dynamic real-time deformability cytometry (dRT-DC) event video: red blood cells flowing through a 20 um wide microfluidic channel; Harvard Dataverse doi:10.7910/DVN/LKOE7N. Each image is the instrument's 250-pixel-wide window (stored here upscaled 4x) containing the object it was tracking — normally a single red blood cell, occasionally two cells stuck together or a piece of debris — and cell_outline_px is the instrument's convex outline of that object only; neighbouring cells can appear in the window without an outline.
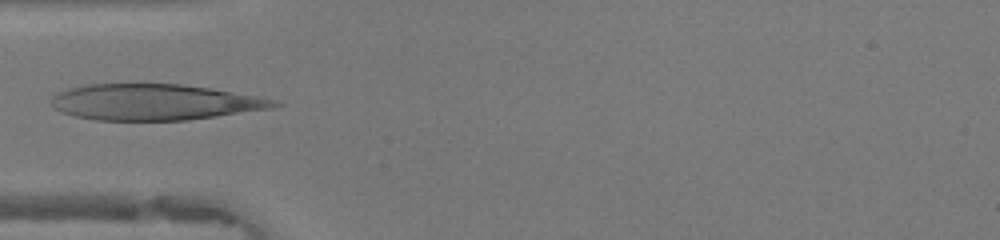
{"species": "human", "species_latin": "Homo sapiens", "temperature_condition": "warm", "stored_images_in_passage": 40, "camera_frame_rate_fps": 3000, "um_per_image_px": 0.085, "donor": {"sex": "female"}, "frame": {"image": 1, "passage_image": 7, "time_ms": 2.0, "image_size_px": [1000, 240], "cell_outline_px": [[284, 104], [272, 108], [188, 120], [100, 120], [76, 116], [64, 112], [56, 108], [52, 104], [52, 96], [60, 92], [72, 88], [92, 84], [180, 84], [208, 88], [272, 100]], "centroid_in_image_um": [13.12, 8.69], "position_along_channel_um": 71.9, "area_um2": 45.66}}
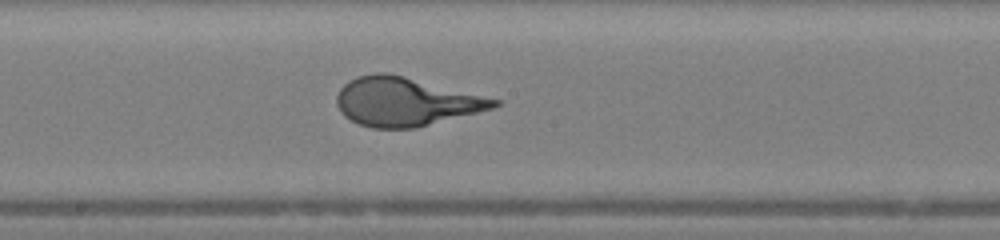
{"frame": {"image": 2, "passage_image": 17, "time_ms": 5.333, "image_size_px": [1000, 240], "cell_outline_px": [[500, 104], [492, 108], [416, 128], [372, 128], [360, 124], [352, 120], [336, 104], [336, 96], [340, 88], [348, 80], [356, 76], [376, 72], [388, 72], [500, 100]], "centroid_in_image_um": [34.44, 8.63], "position_along_channel_um": 213.8, "area_um2": 43.99}}
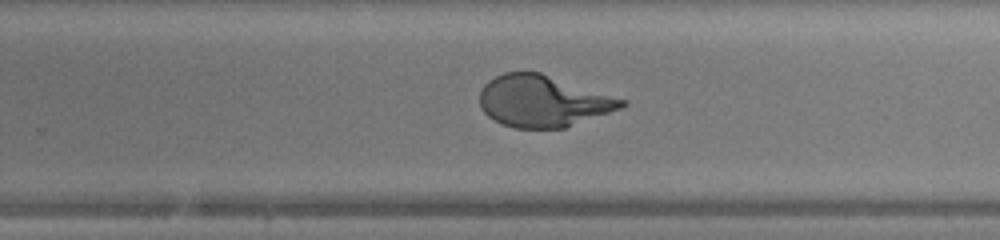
{"frame": {"image": 3, "passage_image": 22, "time_ms": 7.0, "image_size_px": [1000, 240], "cell_outline_px": [[628, 104], [620, 108], [564, 128], [512, 128], [500, 124], [488, 116], [480, 108], [480, 92], [484, 84], [488, 80], [504, 72], [540, 72], [628, 100]], "centroid_in_image_um": [46.13, 8.59], "position_along_channel_um": 283.7, "area_um2": 42.66}}